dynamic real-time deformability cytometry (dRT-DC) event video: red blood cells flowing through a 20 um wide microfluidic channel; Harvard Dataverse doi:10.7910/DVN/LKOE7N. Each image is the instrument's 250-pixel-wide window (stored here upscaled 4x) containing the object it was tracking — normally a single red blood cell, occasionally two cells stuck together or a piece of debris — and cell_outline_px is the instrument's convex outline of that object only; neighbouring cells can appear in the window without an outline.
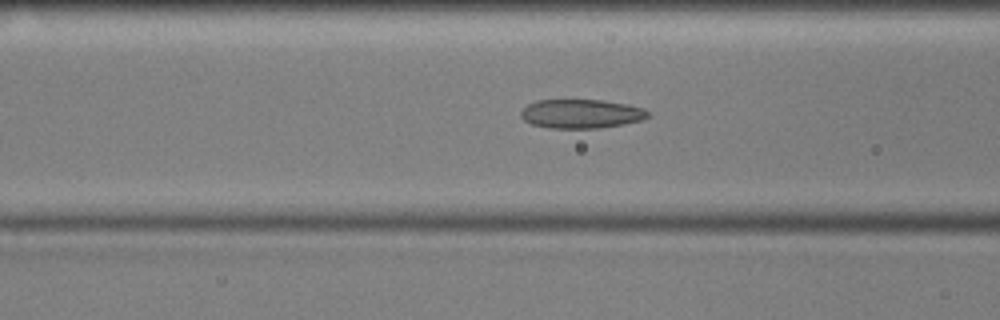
{"species": "common noctule bat (a hibernating species)", "species_latin": "Nyctalus noctula", "temperature_condition": "cold", "stored_images_in_passage": 40, "camera_frame_rate_fps": 3000, "um_per_image_px": 0.085, "animal": {"sex": "male", "body_mass_g": 17.9, "forearm_length_mm": 54.2}, "frame": {"image": 1, "passage_image": 6, "time_ms": 1.667, "image_size_px": [1000, 320], "cell_outline_px": [[648, 116], [640, 120], [624, 124], [600, 128], [548, 128], [532, 124], [524, 120], [520, 116], [520, 112], [528, 104], [536, 100], [604, 100], [628, 104], [644, 108], [648, 112]], "centroid_in_image_um": [49.39, 9.67], "position_along_channel_um": 117.2, "area_um2": 21.5}}
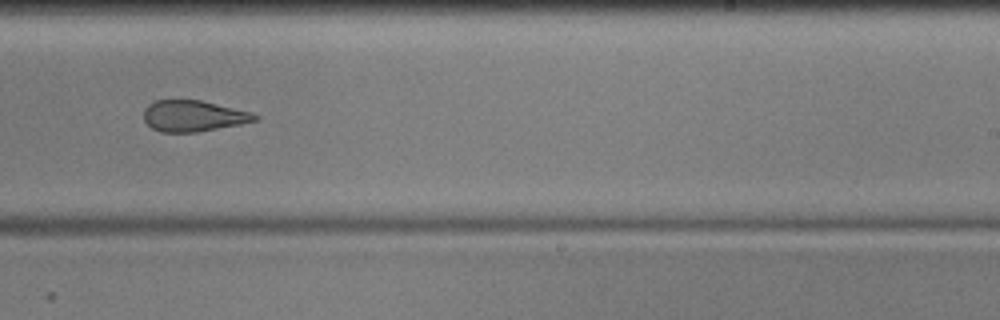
{"frame": {"image": 2, "passage_image": 19, "time_ms": 6.0, "image_size_px": [1000, 320], "cell_outline_px": [[260, 116], [256, 120], [240, 124], [196, 132], [160, 132], [152, 128], [144, 120], [144, 108], [148, 104], [156, 100], [200, 100], [252, 112]], "centroid_in_image_um": [16.42, 9.85], "position_along_channel_um": 272.6, "area_um2": 20.06}}
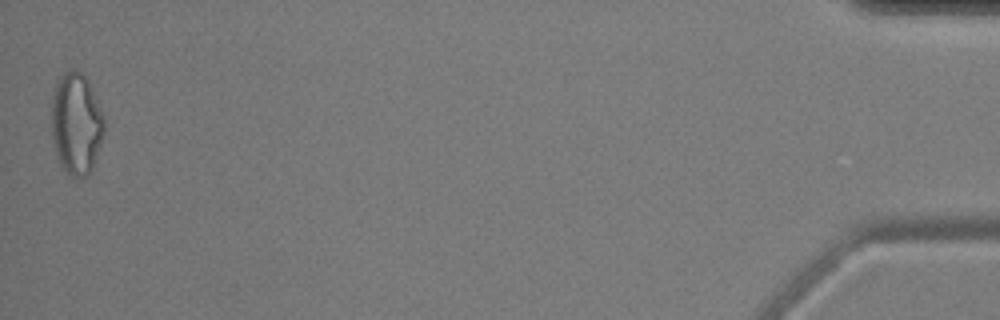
{"frame": {"image": 3, "passage_image": 40, "time_ms": 13.0, "image_size_px": [1000, 320], "cell_outline_px": [[104, 132], [92, 168], [88, 176], [72, 176], [60, 164], [52, 140], [52, 96], [56, 80], [64, 72], [76, 68], [88, 80], [104, 116]], "centroid_in_image_um": [6.47, 10.47], "position_along_channel_um": 428.7, "area_um2": 31.1}, "authors_computed_cell_mechanics": {"area_um2": 21.7906, "velocity_mm_per_s": 3.5848, "shape_relaxation_time_tau1_ms": null, "shape_relaxation_time_tau2_ms": 3.1358, "deformation_change_tau1": null, "deformation_change_tau2": 0.1028}}